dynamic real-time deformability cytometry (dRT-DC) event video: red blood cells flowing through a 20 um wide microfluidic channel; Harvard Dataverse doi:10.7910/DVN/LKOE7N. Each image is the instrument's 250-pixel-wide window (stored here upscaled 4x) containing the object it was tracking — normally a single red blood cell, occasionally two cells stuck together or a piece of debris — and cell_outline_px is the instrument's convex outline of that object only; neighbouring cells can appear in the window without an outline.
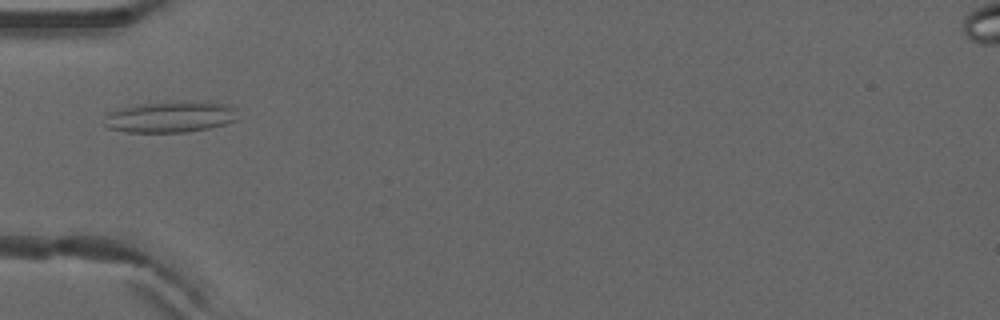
{"species": "common noctule bat (a hibernating species)", "species_latin": "Nyctalus noctula", "temperature_condition": "warm", "stored_images_in_passage": 5, "camera_frame_rate_fps": 3000, "um_per_image_px": 0.085, "animal": {"sex": "male", "forearm_length_mm": 52.5}, "frame": {"image": 1, "passage_image": 4, "time_ms": 1.0, "image_size_px": [1000, 320], "cell_outline_px": [[236, 120], [224, 124], [208, 128], [184, 132], [124, 132], [108, 128], [104, 124], [104, 116], [108, 112], [132, 104], [164, 100], [184, 100], [228, 104], [236, 108]], "centroid_in_image_um": [14.42, 9.9], "position_along_channel_um": 70.6, "area_um2": 24.97}}